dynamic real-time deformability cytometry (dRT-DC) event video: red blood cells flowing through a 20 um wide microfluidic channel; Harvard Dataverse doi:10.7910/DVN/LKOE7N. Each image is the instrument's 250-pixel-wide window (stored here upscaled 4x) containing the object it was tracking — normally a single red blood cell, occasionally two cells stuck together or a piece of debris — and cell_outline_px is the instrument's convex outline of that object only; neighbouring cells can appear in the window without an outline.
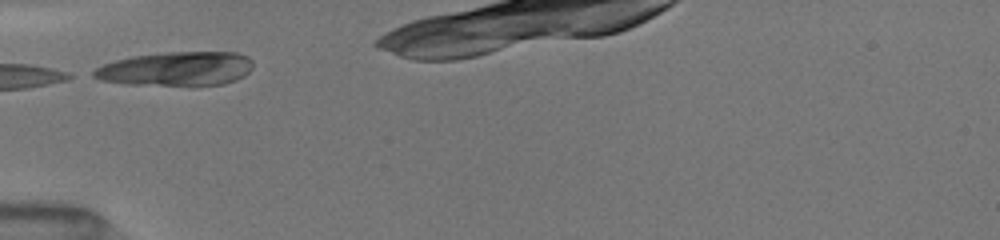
{"species": "common noctule bat (a hibernating species)", "species_latin": "Nyctalus noctula", "temperature_condition": "room temperature", "stored_images_in_passage": 3, "camera_frame_rate_fps": 3000, "um_per_image_px": 0.085, "animal": {"sex": "female", "body_mass_g": 19.5, "forearm_length_mm": 54.1}, "frame": {"image": 1, "passage_image": 2, "time_ms": 0.667, "image_size_px": [1000, 240], "cell_outline_px": [[252, 68], [244, 76], [236, 80], [224, 84], [196, 88], [192, 88], [128, 84], [100, 80], [92, 76], [92, 72], [96, 68], [104, 64], [116, 60], [132, 56], [168, 52], [236, 52], [248, 56], [252, 60]], "centroid_in_image_um": [15.02, 5.89], "position_along_channel_um": 70.0, "area_um2": 32.71}}